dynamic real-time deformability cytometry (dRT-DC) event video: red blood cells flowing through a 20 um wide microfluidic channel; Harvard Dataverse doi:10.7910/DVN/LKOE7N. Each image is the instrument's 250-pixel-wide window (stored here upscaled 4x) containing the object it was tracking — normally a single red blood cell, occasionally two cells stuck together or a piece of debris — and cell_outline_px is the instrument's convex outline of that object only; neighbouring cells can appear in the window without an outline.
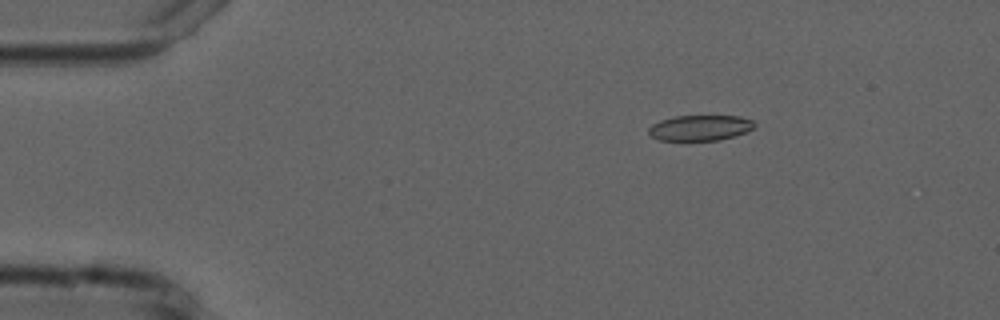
{"species": "common noctule bat (a hibernating species)", "species_latin": "Nyctalus noctula", "temperature_condition": "cold", "stored_images_in_passage": 2, "camera_frame_rate_fps": 3000, "um_per_image_px": 0.085, "animal": {"sex": "male", "forearm_length_mm": 52.5}, "frame": {"image": 1, "passage_image": 2, "time_ms": 2.333, "image_size_px": [1000, 320], "cell_outline_px": [[756, 124], [752, 128], [736, 136], [720, 140], [660, 140], [652, 136], [648, 132], [648, 128], [652, 124], [660, 120], [676, 116], [740, 116], [752, 120]], "centroid_in_image_um": [59.5, 10.86], "position_along_channel_um": 25.5, "area_um2": 15.66}}